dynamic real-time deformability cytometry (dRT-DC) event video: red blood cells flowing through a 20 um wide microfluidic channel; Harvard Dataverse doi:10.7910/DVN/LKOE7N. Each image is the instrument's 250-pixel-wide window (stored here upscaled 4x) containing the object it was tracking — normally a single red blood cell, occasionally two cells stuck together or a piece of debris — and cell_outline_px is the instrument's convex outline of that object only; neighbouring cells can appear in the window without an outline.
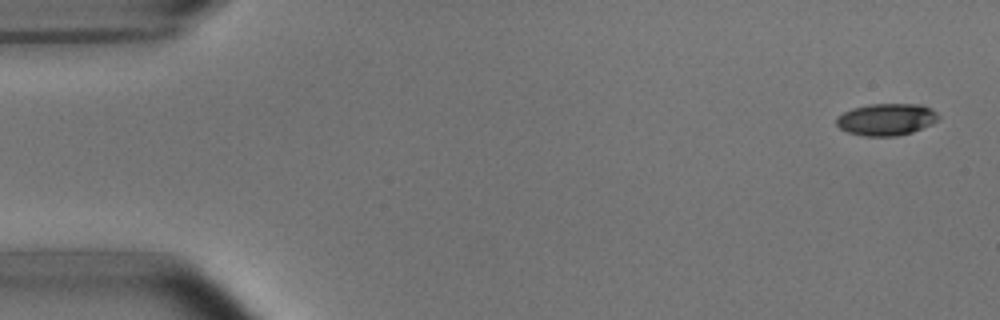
{"species": "common noctule bat (a hibernating species)", "species_latin": "Nyctalus noctula", "temperature_condition": "room temperature", "stored_images_in_passage": 4, "camera_frame_rate_fps": 3000, "um_per_image_px": 0.085, "animal": {"sex": "male", "body_mass_g": 15.6}, "frame": {"image": 1, "passage_image": 1, "time_ms": 0.0, "image_size_px": [1000, 320], "cell_outline_px": [[940, 116], [932, 124], [912, 132], [896, 136], [864, 136], [848, 132], [840, 128], [836, 124], [836, 116], [852, 108], [868, 104], [920, 104], [932, 108]], "centroid_in_image_um": [75.33, 10.14], "position_along_channel_um": 9.7, "area_um2": 19.07}}
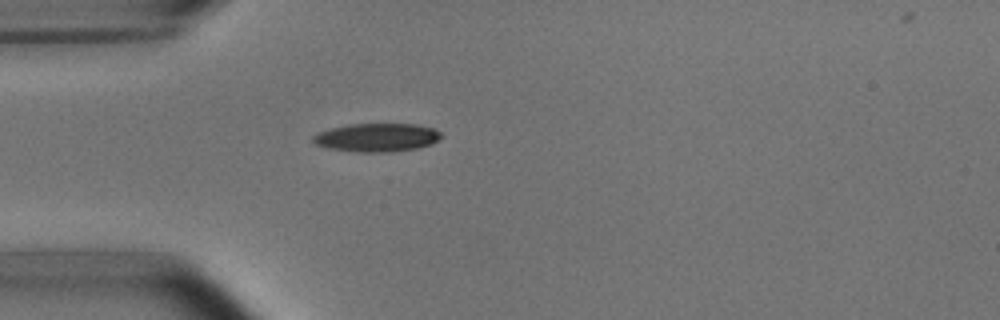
{"frame": {"image": 2, "passage_image": 4, "time_ms": 4.333, "image_size_px": [1000, 320], "cell_outline_px": [[444, 136], [432, 144], [416, 148], [392, 152], [360, 152], [328, 148], [316, 144], [312, 140], [312, 136], [316, 132], [328, 128], [348, 124], [416, 124], [432, 128], [440, 132]], "centroid_in_image_um": [32.01, 11.68], "position_along_channel_um": 53.0, "area_um2": 21.39}}